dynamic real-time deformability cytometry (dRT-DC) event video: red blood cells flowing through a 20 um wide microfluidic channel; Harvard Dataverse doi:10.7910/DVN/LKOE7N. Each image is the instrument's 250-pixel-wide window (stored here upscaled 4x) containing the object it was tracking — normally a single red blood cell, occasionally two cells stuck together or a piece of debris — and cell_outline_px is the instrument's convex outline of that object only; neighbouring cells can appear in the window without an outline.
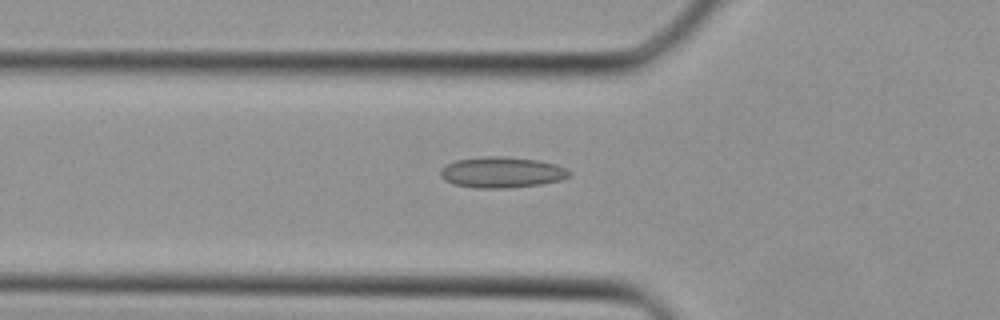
{"species": "Egyptian fruit bat (a non-hibernating species)", "species_latin": "Rousettus aegyptiacus", "temperature_condition": "cold", "stored_images_in_passage": 38, "camera_frame_rate_fps": 3000, "um_per_image_px": 0.085, "animal": {"sex": "female"}, "frame": {"image": 1, "passage_image": 13, "time_ms": 4.0, "image_size_px": [1000, 320], "cell_outline_px": [[572, 172], [568, 176], [560, 180], [540, 184], [508, 188], [476, 188], [456, 184], [444, 180], [440, 176], [440, 168], [456, 160], [484, 156], [504, 156], [540, 160], [556, 164]], "centroid_in_image_um": [42.64, 14.64], "position_along_channel_um": 83.2, "area_um2": 23.18}}
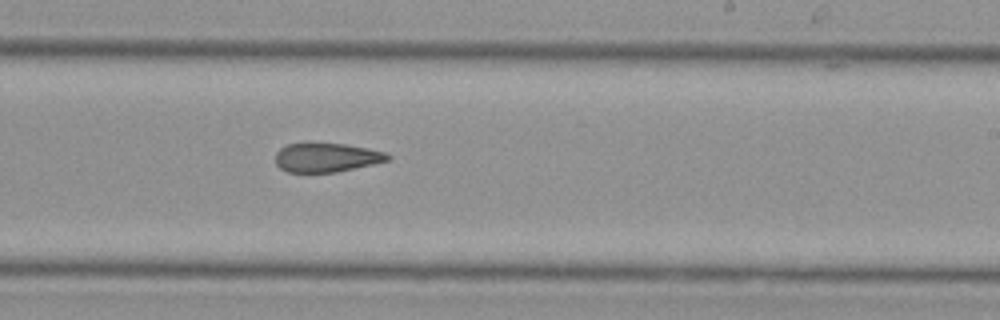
{"frame": {"image": 2, "passage_image": 23, "time_ms": 7.333, "image_size_px": [1000, 320], "cell_outline_px": [[392, 156], [388, 160], [372, 164], [336, 172], [288, 172], [280, 168], [276, 164], [276, 152], [280, 148], [288, 144], [304, 140], [344, 144], [368, 148], [384, 152]], "centroid_in_image_um": [27.69, 13.34], "position_along_channel_um": 261.3, "area_um2": 19.48}}
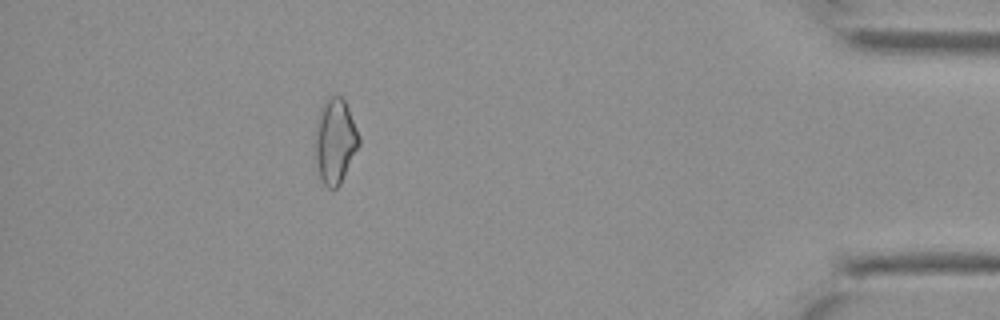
{"frame": {"image": 3, "passage_image": 34, "time_ms": 11.0, "image_size_px": [1000, 320], "cell_outline_px": [[360, 144], [340, 184], [336, 188], [328, 188], [320, 180], [316, 164], [316, 120], [320, 108], [328, 96], [340, 96], [344, 100], [348, 108], [360, 136]], "centroid_in_image_um": [28.48, 11.99], "position_along_channel_um": 406.7, "area_um2": 21.62}}